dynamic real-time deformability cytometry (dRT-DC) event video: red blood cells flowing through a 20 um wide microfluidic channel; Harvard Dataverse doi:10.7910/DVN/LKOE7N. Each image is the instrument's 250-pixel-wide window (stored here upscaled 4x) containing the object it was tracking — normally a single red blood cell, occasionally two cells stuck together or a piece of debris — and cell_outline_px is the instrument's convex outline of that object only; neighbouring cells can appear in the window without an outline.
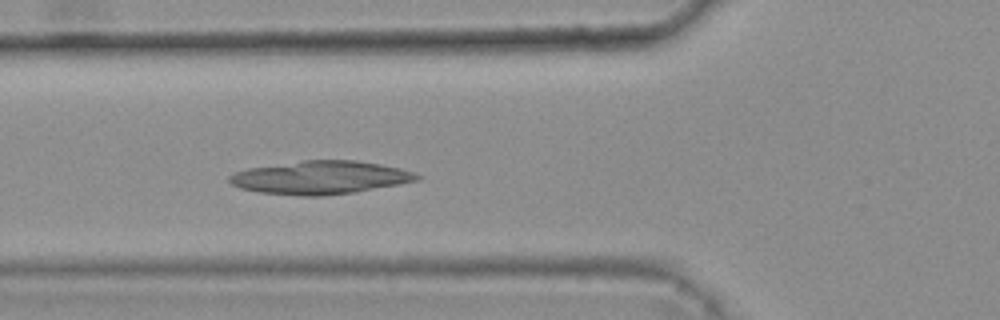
{"species": "common noctule bat (a hibernating species)", "species_latin": "Nyctalus noctula", "temperature_condition": "warm", "stored_images_in_passage": 5, "camera_frame_rate_fps": 3000, "um_per_image_px": 0.085, "animal": {"sex": "female", "body_mass_g": 25.1}, "frame": {"image": 1, "passage_image": 5, "time_ms": 1.333, "image_size_px": [1000, 320], "cell_outline_px": [[420, 180], [356, 192], [320, 196], [300, 196], [260, 192], [240, 188], [232, 184], [228, 180], [228, 176], [236, 172], [248, 168], [304, 160], [356, 160], [380, 164], [400, 168], [412, 172], [420, 176]], "centroid_in_image_um": [27.22, 15.09], "position_along_channel_um": 98.6, "area_um2": 36.18}}